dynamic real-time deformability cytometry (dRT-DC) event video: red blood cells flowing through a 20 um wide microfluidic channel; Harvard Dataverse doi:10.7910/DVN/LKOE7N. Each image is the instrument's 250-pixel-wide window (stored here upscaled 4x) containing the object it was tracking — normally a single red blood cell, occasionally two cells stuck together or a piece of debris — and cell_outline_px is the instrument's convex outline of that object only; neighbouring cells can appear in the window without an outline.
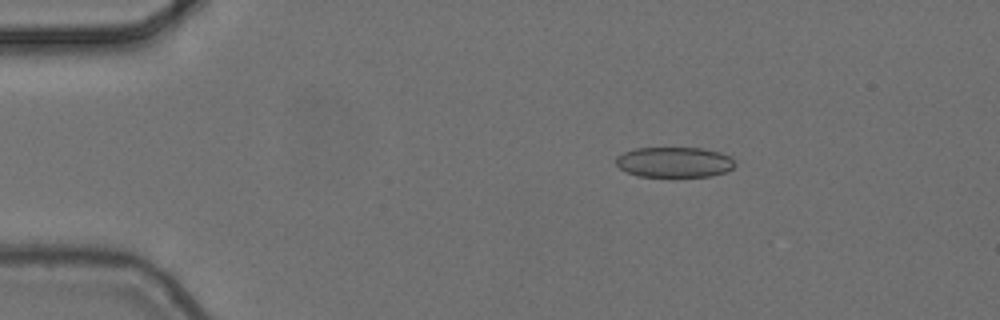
{"species": "common noctule bat (a hibernating species)", "species_latin": "Nyctalus noctula", "temperature_condition": "cold", "stored_images_in_passage": 4, "camera_frame_rate_fps": 3000, "um_per_image_px": 0.085, "animal": {"sex": "female", "body_mass_g": 24.6, "forearm_length_mm": 56.2}, "frame": {"image": 1, "passage_image": 2, "time_ms": 0.333, "image_size_px": [1000, 320], "cell_outline_px": [[736, 164], [732, 168], [724, 172], [712, 176], [672, 180], [636, 176], [620, 168], [616, 164], [616, 156], [624, 152], [636, 148], [704, 148], [720, 152], [728, 156]], "centroid_in_image_um": [57.3, 13.84], "position_along_channel_um": 27.7, "area_um2": 22.02}}